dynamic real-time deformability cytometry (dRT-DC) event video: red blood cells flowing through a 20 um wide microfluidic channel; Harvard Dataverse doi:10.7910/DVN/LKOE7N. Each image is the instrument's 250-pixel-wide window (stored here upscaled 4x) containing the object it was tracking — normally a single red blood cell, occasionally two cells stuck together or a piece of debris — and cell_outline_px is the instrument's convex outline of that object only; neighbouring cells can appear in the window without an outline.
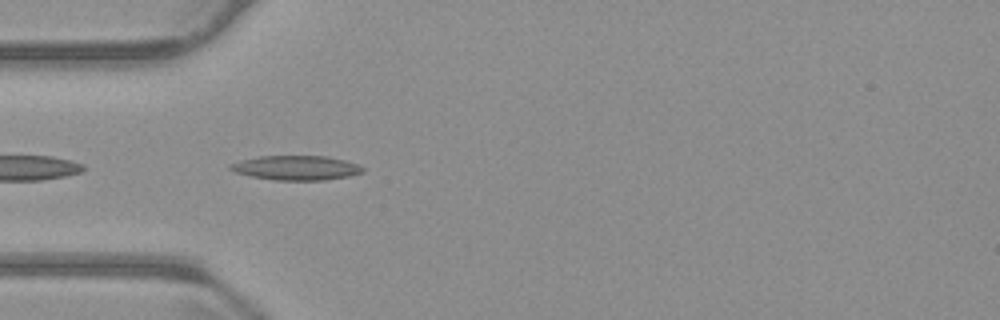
{"species": "common noctule bat (a hibernating species)", "species_latin": "Nyctalus noctula", "temperature_condition": "warm", "stored_images_in_passage": 40, "camera_frame_rate_fps": 3000, "um_per_image_px": 0.085, "animal": {"sex": "male", "body_mass_g": 23.1, "forearm_length_mm": 52.7}, "frame": {"image": 1, "passage_image": 2, "time_ms": 0.333, "image_size_px": [1000, 320], "cell_outline_px": [[364, 172], [348, 176], [324, 180], [276, 180], [252, 176], [236, 172], [228, 168], [228, 164], [240, 160], [256, 156], [328, 156], [344, 160], [356, 164], [364, 168]], "centroid_in_image_um": [25.15, 14.25], "position_along_channel_um": 59.9, "area_um2": 18.84}}
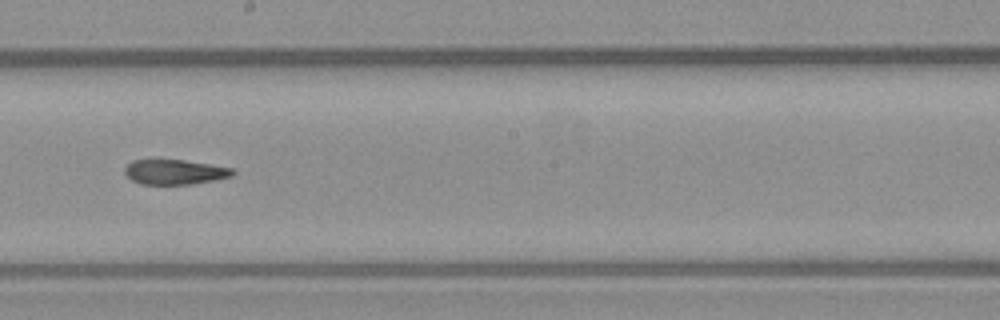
{"frame": {"image": 2, "passage_image": 16, "time_ms": 5.0, "image_size_px": [1000, 320], "cell_outline_px": [[236, 172], [232, 176], [216, 180], [192, 184], [140, 184], [132, 180], [124, 172], [124, 168], [132, 160], [184, 160], [232, 168]], "centroid_in_image_um": [14.86, 14.62], "position_along_channel_um": 233.3, "area_um2": 15.61}}
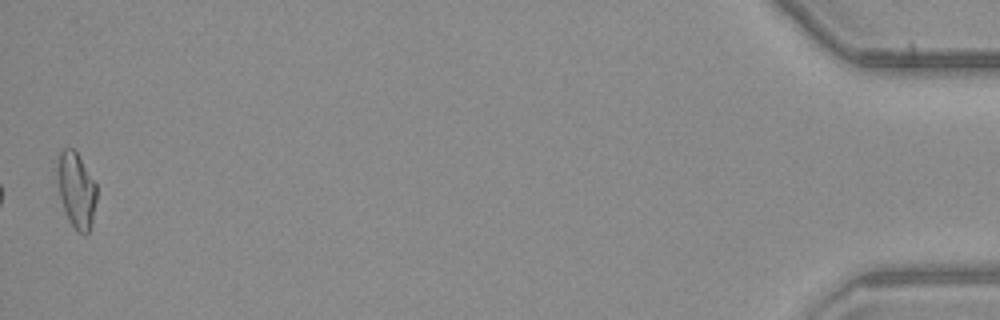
{"frame": {"image": 3, "passage_image": 40, "time_ms": 13.0, "image_size_px": [1000, 320], "cell_outline_px": [[96, 200], [92, 220], [88, 232], [84, 236], [76, 232], [68, 220], [60, 196], [56, 180], [56, 168], [60, 152], [64, 148], [72, 148], [76, 152], [96, 184]], "centroid_in_image_um": [6.46, 16.18], "position_along_channel_um": 428.7, "area_um2": 17.28}, "authors_computed_cell_mechanics": {"area_um2": 16.8198, "velocity_mm_per_s": 3.7396, "shape_relaxation_time_tau1_ms": null, "shape_relaxation_time_tau2_ms": 5.3649, "deformation_change_tau1": null, "deformation_change_tau2": 0.1387}}